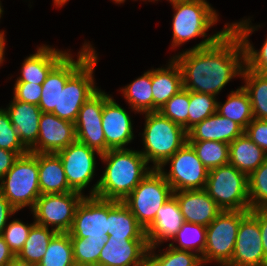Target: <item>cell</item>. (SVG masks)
<instances>
[{"label":"cell","instance_id":"6da1fadb","mask_svg":"<svg viewBox=\"0 0 267 266\" xmlns=\"http://www.w3.org/2000/svg\"><path fill=\"white\" fill-rule=\"evenodd\" d=\"M182 73L183 88L216 96L245 66L241 39L225 24L224 29L172 57Z\"/></svg>","mask_w":267,"mask_h":266},{"label":"cell","instance_id":"7a4b0ae2","mask_svg":"<svg viewBox=\"0 0 267 266\" xmlns=\"http://www.w3.org/2000/svg\"><path fill=\"white\" fill-rule=\"evenodd\" d=\"M106 168L89 196L123 201L153 169L138 150L111 149L101 154Z\"/></svg>","mask_w":267,"mask_h":266},{"label":"cell","instance_id":"3957f363","mask_svg":"<svg viewBox=\"0 0 267 266\" xmlns=\"http://www.w3.org/2000/svg\"><path fill=\"white\" fill-rule=\"evenodd\" d=\"M143 114H145V128L142 133L144 150L140 153L147 163L153 162V169H158L187 143V131L183 126L164 117L159 111Z\"/></svg>","mask_w":267,"mask_h":266},{"label":"cell","instance_id":"277c9868","mask_svg":"<svg viewBox=\"0 0 267 266\" xmlns=\"http://www.w3.org/2000/svg\"><path fill=\"white\" fill-rule=\"evenodd\" d=\"M0 192L18 212L32 210L40 197L38 153L19 156L0 181Z\"/></svg>","mask_w":267,"mask_h":266},{"label":"cell","instance_id":"5b68a950","mask_svg":"<svg viewBox=\"0 0 267 266\" xmlns=\"http://www.w3.org/2000/svg\"><path fill=\"white\" fill-rule=\"evenodd\" d=\"M205 190L222 211H250L248 176L231 164L208 170Z\"/></svg>","mask_w":267,"mask_h":266},{"label":"cell","instance_id":"8992f818","mask_svg":"<svg viewBox=\"0 0 267 266\" xmlns=\"http://www.w3.org/2000/svg\"><path fill=\"white\" fill-rule=\"evenodd\" d=\"M173 196L170 184L158 169H152L122 201L146 231L157 211Z\"/></svg>","mask_w":267,"mask_h":266},{"label":"cell","instance_id":"52a82bcc","mask_svg":"<svg viewBox=\"0 0 267 266\" xmlns=\"http://www.w3.org/2000/svg\"><path fill=\"white\" fill-rule=\"evenodd\" d=\"M175 10L172 19V48L198 36L207 37L206 31L218 22V15L206 0L171 3Z\"/></svg>","mask_w":267,"mask_h":266},{"label":"cell","instance_id":"ba28073f","mask_svg":"<svg viewBox=\"0 0 267 266\" xmlns=\"http://www.w3.org/2000/svg\"><path fill=\"white\" fill-rule=\"evenodd\" d=\"M249 211H221L206 227V245L201 257L203 266L215 261L226 266L232 259L241 219Z\"/></svg>","mask_w":267,"mask_h":266},{"label":"cell","instance_id":"9c48e42d","mask_svg":"<svg viewBox=\"0 0 267 266\" xmlns=\"http://www.w3.org/2000/svg\"><path fill=\"white\" fill-rule=\"evenodd\" d=\"M167 164L170 165L169 172L163 169ZM158 170L170 184L173 192L205 189L208 170L188 142L168 158Z\"/></svg>","mask_w":267,"mask_h":266},{"label":"cell","instance_id":"30bf717a","mask_svg":"<svg viewBox=\"0 0 267 266\" xmlns=\"http://www.w3.org/2000/svg\"><path fill=\"white\" fill-rule=\"evenodd\" d=\"M98 61L96 52L67 80L59 92L58 117L75 123L82 105L99 88L95 85L94 68Z\"/></svg>","mask_w":267,"mask_h":266},{"label":"cell","instance_id":"8fae6325","mask_svg":"<svg viewBox=\"0 0 267 266\" xmlns=\"http://www.w3.org/2000/svg\"><path fill=\"white\" fill-rule=\"evenodd\" d=\"M85 195L76 191L62 194H44L37 199L31 210L35 223L57 233H68L72 227L77 206Z\"/></svg>","mask_w":267,"mask_h":266},{"label":"cell","instance_id":"7c38bea8","mask_svg":"<svg viewBox=\"0 0 267 266\" xmlns=\"http://www.w3.org/2000/svg\"><path fill=\"white\" fill-rule=\"evenodd\" d=\"M78 52L77 60L68 53L47 75L42 84L39 108L42 112L58 116V98L67 80L97 51L89 43H84Z\"/></svg>","mask_w":267,"mask_h":266},{"label":"cell","instance_id":"4fadbf2b","mask_svg":"<svg viewBox=\"0 0 267 266\" xmlns=\"http://www.w3.org/2000/svg\"><path fill=\"white\" fill-rule=\"evenodd\" d=\"M108 199L85 195L77 206L70 238L107 239Z\"/></svg>","mask_w":267,"mask_h":266},{"label":"cell","instance_id":"5bb4252c","mask_svg":"<svg viewBox=\"0 0 267 266\" xmlns=\"http://www.w3.org/2000/svg\"><path fill=\"white\" fill-rule=\"evenodd\" d=\"M95 153L101 156L98 151L77 140L56 153L62 161L68 185L73 191L82 194L93 180L96 167Z\"/></svg>","mask_w":267,"mask_h":266},{"label":"cell","instance_id":"9a60e30c","mask_svg":"<svg viewBox=\"0 0 267 266\" xmlns=\"http://www.w3.org/2000/svg\"><path fill=\"white\" fill-rule=\"evenodd\" d=\"M226 266H267L259 222L250 211L241 219L232 259Z\"/></svg>","mask_w":267,"mask_h":266},{"label":"cell","instance_id":"2e32d148","mask_svg":"<svg viewBox=\"0 0 267 266\" xmlns=\"http://www.w3.org/2000/svg\"><path fill=\"white\" fill-rule=\"evenodd\" d=\"M104 91L99 89L81 107L75 121L76 140L89 148L105 153V136L102 125Z\"/></svg>","mask_w":267,"mask_h":266},{"label":"cell","instance_id":"e0dca14e","mask_svg":"<svg viewBox=\"0 0 267 266\" xmlns=\"http://www.w3.org/2000/svg\"><path fill=\"white\" fill-rule=\"evenodd\" d=\"M102 125L105 136V153L111 149H126L125 146L134 140L130 115L105 91Z\"/></svg>","mask_w":267,"mask_h":266},{"label":"cell","instance_id":"ac0fdd59","mask_svg":"<svg viewBox=\"0 0 267 266\" xmlns=\"http://www.w3.org/2000/svg\"><path fill=\"white\" fill-rule=\"evenodd\" d=\"M76 140L75 125L53 113L42 112L37 143L30 153L56 154Z\"/></svg>","mask_w":267,"mask_h":266},{"label":"cell","instance_id":"d6986e66","mask_svg":"<svg viewBox=\"0 0 267 266\" xmlns=\"http://www.w3.org/2000/svg\"><path fill=\"white\" fill-rule=\"evenodd\" d=\"M148 258L146 238L107 236L99 256V266H138Z\"/></svg>","mask_w":267,"mask_h":266},{"label":"cell","instance_id":"ffe728a7","mask_svg":"<svg viewBox=\"0 0 267 266\" xmlns=\"http://www.w3.org/2000/svg\"><path fill=\"white\" fill-rule=\"evenodd\" d=\"M185 222L208 226L222 211L205 189L173 192Z\"/></svg>","mask_w":267,"mask_h":266},{"label":"cell","instance_id":"44dd1931","mask_svg":"<svg viewBox=\"0 0 267 266\" xmlns=\"http://www.w3.org/2000/svg\"><path fill=\"white\" fill-rule=\"evenodd\" d=\"M185 222L177 199L172 196L156 213L151 226L145 231L148 248L160 246L173 239Z\"/></svg>","mask_w":267,"mask_h":266},{"label":"cell","instance_id":"7402d4cb","mask_svg":"<svg viewBox=\"0 0 267 266\" xmlns=\"http://www.w3.org/2000/svg\"><path fill=\"white\" fill-rule=\"evenodd\" d=\"M5 110L8 112L11 123L16 129L22 144L30 150L37 143L39 136L42 114L39 106L18 101L13 97Z\"/></svg>","mask_w":267,"mask_h":266},{"label":"cell","instance_id":"603a6c76","mask_svg":"<svg viewBox=\"0 0 267 266\" xmlns=\"http://www.w3.org/2000/svg\"><path fill=\"white\" fill-rule=\"evenodd\" d=\"M37 51L24 59L21 76L16 83L42 85L50 71L70 52L60 51L48 45L37 47Z\"/></svg>","mask_w":267,"mask_h":266},{"label":"cell","instance_id":"cb8c5ba5","mask_svg":"<svg viewBox=\"0 0 267 266\" xmlns=\"http://www.w3.org/2000/svg\"><path fill=\"white\" fill-rule=\"evenodd\" d=\"M243 133L244 129L240 125L216 112L192 127L187 132V141H219L230 144Z\"/></svg>","mask_w":267,"mask_h":266},{"label":"cell","instance_id":"d4e9b609","mask_svg":"<svg viewBox=\"0 0 267 266\" xmlns=\"http://www.w3.org/2000/svg\"><path fill=\"white\" fill-rule=\"evenodd\" d=\"M153 112L159 111L176 93L183 89L182 73L178 63L169 59L167 67L151 69Z\"/></svg>","mask_w":267,"mask_h":266},{"label":"cell","instance_id":"484cf974","mask_svg":"<svg viewBox=\"0 0 267 266\" xmlns=\"http://www.w3.org/2000/svg\"><path fill=\"white\" fill-rule=\"evenodd\" d=\"M39 188L41 195L72 192L64 167L57 154L38 153Z\"/></svg>","mask_w":267,"mask_h":266},{"label":"cell","instance_id":"4316f807","mask_svg":"<svg viewBox=\"0 0 267 266\" xmlns=\"http://www.w3.org/2000/svg\"><path fill=\"white\" fill-rule=\"evenodd\" d=\"M267 154L245 133L229 144V164L249 176L265 160Z\"/></svg>","mask_w":267,"mask_h":266},{"label":"cell","instance_id":"83f0119b","mask_svg":"<svg viewBox=\"0 0 267 266\" xmlns=\"http://www.w3.org/2000/svg\"><path fill=\"white\" fill-rule=\"evenodd\" d=\"M108 236L115 238H146L129 208L122 202L108 199Z\"/></svg>","mask_w":267,"mask_h":266},{"label":"cell","instance_id":"f1b7e54d","mask_svg":"<svg viewBox=\"0 0 267 266\" xmlns=\"http://www.w3.org/2000/svg\"><path fill=\"white\" fill-rule=\"evenodd\" d=\"M250 22L251 20L249 18L245 20L242 19L239 22L230 23V27L241 39L244 48L245 67L257 73L267 74V37L260 50H255L253 45L249 42L248 37L252 32L257 30L256 28L258 26L260 27V25L256 27L251 26Z\"/></svg>","mask_w":267,"mask_h":266},{"label":"cell","instance_id":"f546056e","mask_svg":"<svg viewBox=\"0 0 267 266\" xmlns=\"http://www.w3.org/2000/svg\"><path fill=\"white\" fill-rule=\"evenodd\" d=\"M227 97L224 104L217 102V113L236 122L245 130L254 119L248 93L241 86L236 91H231Z\"/></svg>","mask_w":267,"mask_h":266},{"label":"cell","instance_id":"4dcf8cb0","mask_svg":"<svg viewBox=\"0 0 267 266\" xmlns=\"http://www.w3.org/2000/svg\"><path fill=\"white\" fill-rule=\"evenodd\" d=\"M241 77L248 93L254 118L267 120V74L257 73L244 66Z\"/></svg>","mask_w":267,"mask_h":266},{"label":"cell","instance_id":"1f68e13d","mask_svg":"<svg viewBox=\"0 0 267 266\" xmlns=\"http://www.w3.org/2000/svg\"><path fill=\"white\" fill-rule=\"evenodd\" d=\"M120 91H122L132 111L138 113L153 112L151 70L146 71L129 85L121 88Z\"/></svg>","mask_w":267,"mask_h":266},{"label":"cell","instance_id":"d6a6232c","mask_svg":"<svg viewBox=\"0 0 267 266\" xmlns=\"http://www.w3.org/2000/svg\"><path fill=\"white\" fill-rule=\"evenodd\" d=\"M57 232L35 223L17 257L29 263L39 264L47 251L48 244Z\"/></svg>","mask_w":267,"mask_h":266},{"label":"cell","instance_id":"836d02e7","mask_svg":"<svg viewBox=\"0 0 267 266\" xmlns=\"http://www.w3.org/2000/svg\"><path fill=\"white\" fill-rule=\"evenodd\" d=\"M37 266H76L69 233H56L52 237L45 255Z\"/></svg>","mask_w":267,"mask_h":266},{"label":"cell","instance_id":"e575fe53","mask_svg":"<svg viewBox=\"0 0 267 266\" xmlns=\"http://www.w3.org/2000/svg\"><path fill=\"white\" fill-rule=\"evenodd\" d=\"M174 242L169 243L171 247L177 250L191 251L202 257L206 245V226L184 222L182 227L173 237Z\"/></svg>","mask_w":267,"mask_h":266},{"label":"cell","instance_id":"d590c367","mask_svg":"<svg viewBox=\"0 0 267 266\" xmlns=\"http://www.w3.org/2000/svg\"><path fill=\"white\" fill-rule=\"evenodd\" d=\"M207 170L229 163V144L219 141H187Z\"/></svg>","mask_w":267,"mask_h":266},{"label":"cell","instance_id":"8d00e7d4","mask_svg":"<svg viewBox=\"0 0 267 266\" xmlns=\"http://www.w3.org/2000/svg\"><path fill=\"white\" fill-rule=\"evenodd\" d=\"M165 252L155 254L156 246L148 248V259L154 266H203L195 252L177 250L168 245Z\"/></svg>","mask_w":267,"mask_h":266},{"label":"cell","instance_id":"74e56055","mask_svg":"<svg viewBox=\"0 0 267 266\" xmlns=\"http://www.w3.org/2000/svg\"><path fill=\"white\" fill-rule=\"evenodd\" d=\"M76 266H99V256L107 239L70 238Z\"/></svg>","mask_w":267,"mask_h":266},{"label":"cell","instance_id":"f35d334b","mask_svg":"<svg viewBox=\"0 0 267 266\" xmlns=\"http://www.w3.org/2000/svg\"><path fill=\"white\" fill-rule=\"evenodd\" d=\"M188 131L217 112V99L205 93L189 91Z\"/></svg>","mask_w":267,"mask_h":266},{"label":"cell","instance_id":"ab89813d","mask_svg":"<svg viewBox=\"0 0 267 266\" xmlns=\"http://www.w3.org/2000/svg\"><path fill=\"white\" fill-rule=\"evenodd\" d=\"M251 210L267 208V159L248 176Z\"/></svg>","mask_w":267,"mask_h":266},{"label":"cell","instance_id":"60d3db41","mask_svg":"<svg viewBox=\"0 0 267 266\" xmlns=\"http://www.w3.org/2000/svg\"><path fill=\"white\" fill-rule=\"evenodd\" d=\"M189 90L183 88L168 100L159 112L171 121L181 125L188 132Z\"/></svg>","mask_w":267,"mask_h":266},{"label":"cell","instance_id":"b9f144b4","mask_svg":"<svg viewBox=\"0 0 267 266\" xmlns=\"http://www.w3.org/2000/svg\"><path fill=\"white\" fill-rule=\"evenodd\" d=\"M35 224V221L28 225L21 220H11L9 224L3 230L2 237L10 248L11 252L17 256L22 250L25 241L28 238L31 227Z\"/></svg>","mask_w":267,"mask_h":266},{"label":"cell","instance_id":"7bdbcfd3","mask_svg":"<svg viewBox=\"0 0 267 266\" xmlns=\"http://www.w3.org/2000/svg\"><path fill=\"white\" fill-rule=\"evenodd\" d=\"M0 148L12 152H29L13 127L8 112L2 108H0Z\"/></svg>","mask_w":267,"mask_h":266},{"label":"cell","instance_id":"ee69618b","mask_svg":"<svg viewBox=\"0 0 267 266\" xmlns=\"http://www.w3.org/2000/svg\"><path fill=\"white\" fill-rule=\"evenodd\" d=\"M42 94V85L34 83H15L14 98L33 105H39Z\"/></svg>","mask_w":267,"mask_h":266},{"label":"cell","instance_id":"f6af8a7d","mask_svg":"<svg viewBox=\"0 0 267 266\" xmlns=\"http://www.w3.org/2000/svg\"><path fill=\"white\" fill-rule=\"evenodd\" d=\"M244 133L267 154V120L254 118Z\"/></svg>","mask_w":267,"mask_h":266},{"label":"cell","instance_id":"bcb514c9","mask_svg":"<svg viewBox=\"0 0 267 266\" xmlns=\"http://www.w3.org/2000/svg\"><path fill=\"white\" fill-rule=\"evenodd\" d=\"M29 152H12L0 148V181L3 176L11 169L14 162L19 156L25 155Z\"/></svg>","mask_w":267,"mask_h":266},{"label":"cell","instance_id":"7dc6e473","mask_svg":"<svg viewBox=\"0 0 267 266\" xmlns=\"http://www.w3.org/2000/svg\"><path fill=\"white\" fill-rule=\"evenodd\" d=\"M250 212L258 219L265 259L267 260V208L253 209Z\"/></svg>","mask_w":267,"mask_h":266},{"label":"cell","instance_id":"c3c4849f","mask_svg":"<svg viewBox=\"0 0 267 266\" xmlns=\"http://www.w3.org/2000/svg\"><path fill=\"white\" fill-rule=\"evenodd\" d=\"M16 209L8 202V200L0 192V236L7 225L8 218L16 213Z\"/></svg>","mask_w":267,"mask_h":266},{"label":"cell","instance_id":"681fc988","mask_svg":"<svg viewBox=\"0 0 267 266\" xmlns=\"http://www.w3.org/2000/svg\"><path fill=\"white\" fill-rule=\"evenodd\" d=\"M13 257L15 255L11 252L4 238L0 236V266H6Z\"/></svg>","mask_w":267,"mask_h":266},{"label":"cell","instance_id":"f907efd6","mask_svg":"<svg viewBox=\"0 0 267 266\" xmlns=\"http://www.w3.org/2000/svg\"><path fill=\"white\" fill-rule=\"evenodd\" d=\"M6 266H36L35 264L19 259L17 256L13 257Z\"/></svg>","mask_w":267,"mask_h":266},{"label":"cell","instance_id":"816d5d0a","mask_svg":"<svg viewBox=\"0 0 267 266\" xmlns=\"http://www.w3.org/2000/svg\"><path fill=\"white\" fill-rule=\"evenodd\" d=\"M5 42V35H0V66L4 61Z\"/></svg>","mask_w":267,"mask_h":266},{"label":"cell","instance_id":"f5cc1de1","mask_svg":"<svg viewBox=\"0 0 267 266\" xmlns=\"http://www.w3.org/2000/svg\"><path fill=\"white\" fill-rule=\"evenodd\" d=\"M138 266H154L151 261L147 258L142 264Z\"/></svg>","mask_w":267,"mask_h":266},{"label":"cell","instance_id":"db71d44e","mask_svg":"<svg viewBox=\"0 0 267 266\" xmlns=\"http://www.w3.org/2000/svg\"><path fill=\"white\" fill-rule=\"evenodd\" d=\"M2 15H3V8H2L1 3H0V18H1ZM0 35H5L4 31H0Z\"/></svg>","mask_w":267,"mask_h":266},{"label":"cell","instance_id":"11a10c76","mask_svg":"<svg viewBox=\"0 0 267 266\" xmlns=\"http://www.w3.org/2000/svg\"><path fill=\"white\" fill-rule=\"evenodd\" d=\"M170 3L183 2V1H194V0H168Z\"/></svg>","mask_w":267,"mask_h":266},{"label":"cell","instance_id":"9f6ffc18","mask_svg":"<svg viewBox=\"0 0 267 266\" xmlns=\"http://www.w3.org/2000/svg\"><path fill=\"white\" fill-rule=\"evenodd\" d=\"M113 1H115V3H118V4H121V3L125 2V0H113Z\"/></svg>","mask_w":267,"mask_h":266}]
</instances>
